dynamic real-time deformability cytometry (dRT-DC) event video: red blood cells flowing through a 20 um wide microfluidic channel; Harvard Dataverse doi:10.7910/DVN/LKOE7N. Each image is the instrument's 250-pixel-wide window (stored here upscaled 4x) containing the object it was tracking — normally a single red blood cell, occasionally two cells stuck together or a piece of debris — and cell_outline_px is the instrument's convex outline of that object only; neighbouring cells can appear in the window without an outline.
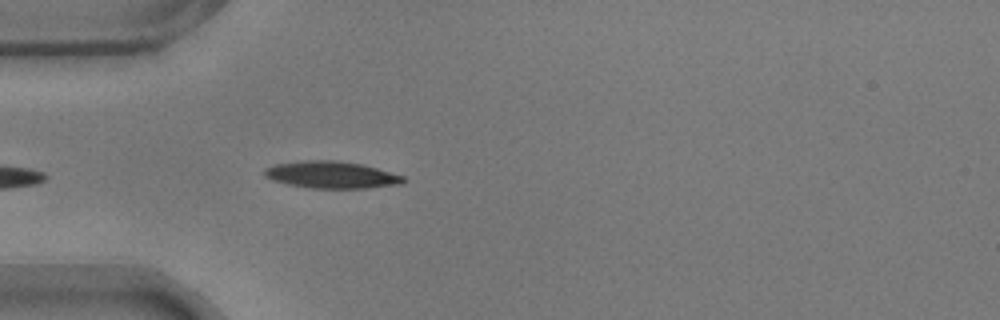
{"species": "common noctule bat (a hibernating species)", "species_latin": "Nyctalus noctula", "temperature_condition": "warm", "stored_images_in_passage": 10, "camera_frame_rate_fps": 3000, "um_per_image_px": 0.085, "animal": {"sex": "male", "body_mass_g": 17.9}, "frame": {"image": 1, "passage_image": 2, "time_ms": 0.333, "image_size_px": [1000, 320], "cell_outline_px": [[408, 180], [404, 184], [368, 188], [312, 188], [288, 184], [272, 180], [264, 176], [264, 168], [276, 164], [304, 160], [332, 160], [360, 164], [376, 168], [404, 176]], "centroid_in_image_um": [28.2, 14.87], "position_along_channel_um": 56.8, "area_um2": 21.85}}